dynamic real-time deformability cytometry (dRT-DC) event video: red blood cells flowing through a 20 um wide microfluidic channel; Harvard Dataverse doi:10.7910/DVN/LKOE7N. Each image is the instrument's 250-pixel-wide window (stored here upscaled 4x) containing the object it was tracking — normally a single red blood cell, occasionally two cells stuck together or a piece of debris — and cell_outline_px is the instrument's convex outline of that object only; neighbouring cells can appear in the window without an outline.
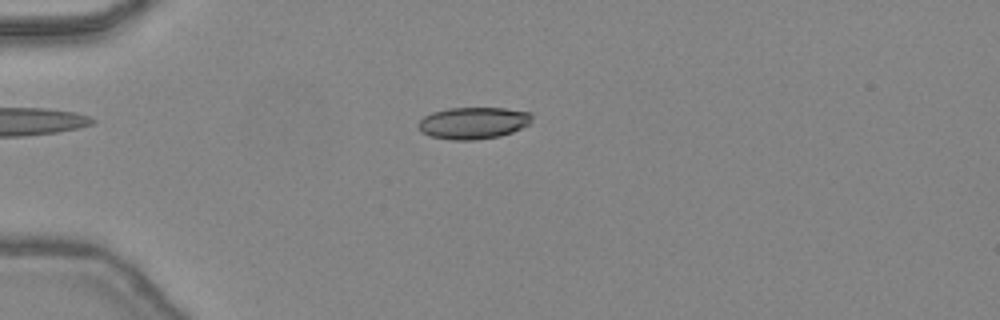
{"species": "common noctule bat (a hibernating species)", "species_latin": "Nyctalus noctula", "temperature_condition": "warm", "stored_images_in_passage": 47, "camera_frame_rate_fps": 3000, "um_per_image_px": 0.085, "animal": {"sex": "female", "body_mass_g": 24.6, "forearm_length_mm": 56.2}, "frame": {"image": 1, "passage_image": 13, "time_ms": 4.0, "image_size_px": [1000, 320], "cell_outline_px": [[532, 116], [528, 124], [512, 132], [500, 136], [476, 140], [452, 140], [428, 136], [420, 132], [416, 124], [424, 116], [432, 112], [448, 108], [504, 108], [532, 112]], "centroid_in_image_um": [40.18, 10.46], "position_along_channel_um": 44.8, "area_um2": 21.27}}
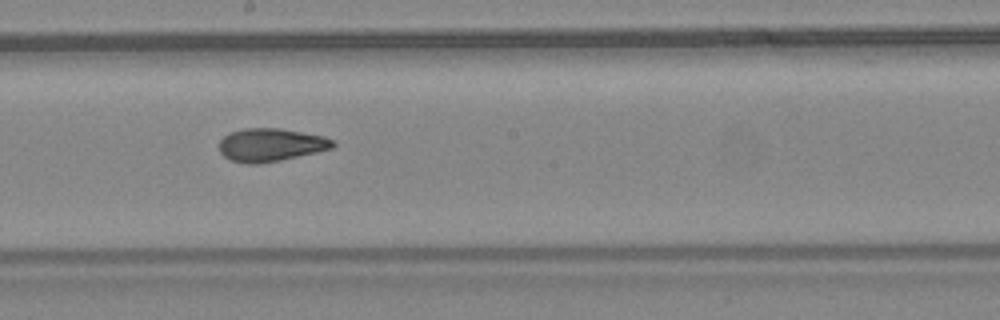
{"frame": {"image": 2, "passage_image": 27, "time_ms": 8.667, "image_size_px": [1000, 320], "cell_outline_px": [[336, 144], [332, 148], [316, 152], [280, 160], [256, 164], [244, 164], [228, 160], [220, 152], [220, 140], [228, 132], [244, 128], [280, 128], [324, 136], [332, 140]], "centroid_in_image_um": [22.97, 12.31], "position_along_channel_um": 225.2, "area_um2": 21.96}}
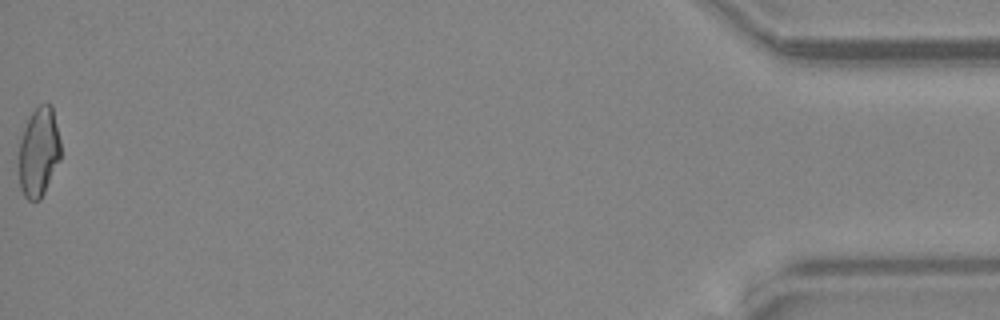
{"frame": {"image": 3, "passage_image": 47, "time_ms": 15.333, "image_size_px": [1000, 320], "cell_outline_px": [[60, 160], [40, 200], [28, 200], [24, 196], [20, 188], [20, 140], [28, 116], [40, 104], [52, 104], [60, 140]], "centroid_in_image_um": [3.3, 12.9], "position_along_channel_um": 431.9, "area_um2": 21.62}, "authors_computed_cell_mechanics": {"area_um2": 21.5594, "velocity_mm_per_s": 4.4965, "shape_relaxation_time_tau1_ms": 8.1486, "shape_relaxation_time_tau2_ms": 1.3581, "deformation_change_tau1": 0.2279, "deformation_change_tau2": 0.0796}}